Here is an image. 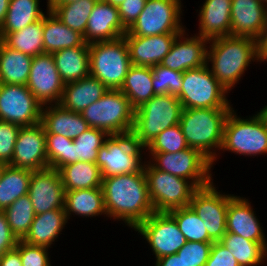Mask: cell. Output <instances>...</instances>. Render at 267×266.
Listing matches in <instances>:
<instances>
[{
	"label": "cell",
	"mask_w": 267,
	"mask_h": 266,
	"mask_svg": "<svg viewBox=\"0 0 267 266\" xmlns=\"http://www.w3.org/2000/svg\"><path fill=\"white\" fill-rule=\"evenodd\" d=\"M10 0H0V27L4 22Z\"/></svg>",
	"instance_id": "11a10c76"
},
{
	"label": "cell",
	"mask_w": 267,
	"mask_h": 266,
	"mask_svg": "<svg viewBox=\"0 0 267 266\" xmlns=\"http://www.w3.org/2000/svg\"><path fill=\"white\" fill-rule=\"evenodd\" d=\"M189 148L180 124L171 126L158 134L145 146L147 153H176Z\"/></svg>",
	"instance_id": "b9f144b4"
},
{
	"label": "cell",
	"mask_w": 267,
	"mask_h": 266,
	"mask_svg": "<svg viewBox=\"0 0 267 266\" xmlns=\"http://www.w3.org/2000/svg\"><path fill=\"white\" fill-rule=\"evenodd\" d=\"M228 94L206 64L183 72V84L177 98L183 109H233Z\"/></svg>",
	"instance_id": "9c48e42d"
},
{
	"label": "cell",
	"mask_w": 267,
	"mask_h": 266,
	"mask_svg": "<svg viewBox=\"0 0 267 266\" xmlns=\"http://www.w3.org/2000/svg\"><path fill=\"white\" fill-rule=\"evenodd\" d=\"M98 0H79L68 4H47L57 19L72 30L84 35L88 18Z\"/></svg>",
	"instance_id": "74e56055"
},
{
	"label": "cell",
	"mask_w": 267,
	"mask_h": 266,
	"mask_svg": "<svg viewBox=\"0 0 267 266\" xmlns=\"http://www.w3.org/2000/svg\"><path fill=\"white\" fill-rule=\"evenodd\" d=\"M208 42V39L197 34L189 36L185 29L175 39L161 65L179 72L204 66L207 60Z\"/></svg>",
	"instance_id": "d6986e66"
},
{
	"label": "cell",
	"mask_w": 267,
	"mask_h": 266,
	"mask_svg": "<svg viewBox=\"0 0 267 266\" xmlns=\"http://www.w3.org/2000/svg\"><path fill=\"white\" fill-rule=\"evenodd\" d=\"M33 57L7 47L0 40V83L27 85Z\"/></svg>",
	"instance_id": "4dcf8cb0"
},
{
	"label": "cell",
	"mask_w": 267,
	"mask_h": 266,
	"mask_svg": "<svg viewBox=\"0 0 267 266\" xmlns=\"http://www.w3.org/2000/svg\"><path fill=\"white\" fill-rule=\"evenodd\" d=\"M26 86L42 106L59 104L65 83L58 73L52 54L33 57Z\"/></svg>",
	"instance_id": "2e32d148"
},
{
	"label": "cell",
	"mask_w": 267,
	"mask_h": 266,
	"mask_svg": "<svg viewBox=\"0 0 267 266\" xmlns=\"http://www.w3.org/2000/svg\"><path fill=\"white\" fill-rule=\"evenodd\" d=\"M256 45L259 63L267 62V16L261 34L256 39Z\"/></svg>",
	"instance_id": "816d5d0a"
},
{
	"label": "cell",
	"mask_w": 267,
	"mask_h": 266,
	"mask_svg": "<svg viewBox=\"0 0 267 266\" xmlns=\"http://www.w3.org/2000/svg\"><path fill=\"white\" fill-rule=\"evenodd\" d=\"M232 0H204L199 6L197 35L208 40L231 35Z\"/></svg>",
	"instance_id": "cb8c5ba5"
},
{
	"label": "cell",
	"mask_w": 267,
	"mask_h": 266,
	"mask_svg": "<svg viewBox=\"0 0 267 266\" xmlns=\"http://www.w3.org/2000/svg\"><path fill=\"white\" fill-rule=\"evenodd\" d=\"M257 112L262 116V118L265 120L267 124V105H265L262 109H260Z\"/></svg>",
	"instance_id": "6f0895ef"
},
{
	"label": "cell",
	"mask_w": 267,
	"mask_h": 266,
	"mask_svg": "<svg viewBox=\"0 0 267 266\" xmlns=\"http://www.w3.org/2000/svg\"><path fill=\"white\" fill-rule=\"evenodd\" d=\"M255 113L242 118L234 108L230 111L224 125L220 152L228 151L251 158L267 155V124L258 112Z\"/></svg>",
	"instance_id": "277c9868"
},
{
	"label": "cell",
	"mask_w": 267,
	"mask_h": 266,
	"mask_svg": "<svg viewBox=\"0 0 267 266\" xmlns=\"http://www.w3.org/2000/svg\"><path fill=\"white\" fill-rule=\"evenodd\" d=\"M208 44L206 64L229 93L250 64L259 62L256 40L251 37L230 35L211 39Z\"/></svg>",
	"instance_id": "7a4b0ae2"
},
{
	"label": "cell",
	"mask_w": 267,
	"mask_h": 266,
	"mask_svg": "<svg viewBox=\"0 0 267 266\" xmlns=\"http://www.w3.org/2000/svg\"><path fill=\"white\" fill-rule=\"evenodd\" d=\"M90 76L108 89L119 90L132 63L124 36L89 44Z\"/></svg>",
	"instance_id": "8992f818"
},
{
	"label": "cell",
	"mask_w": 267,
	"mask_h": 266,
	"mask_svg": "<svg viewBox=\"0 0 267 266\" xmlns=\"http://www.w3.org/2000/svg\"><path fill=\"white\" fill-rule=\"evenodd\" d=\"M126 32L118 7L98 0L88 18L83 39L87 44L110 41L124 36Z\"/></svg>",
	"instance_id": "7402d4cb"
},
{
	"label": "cell",
	"mask_w": 267,
	"mask_h": 266,
	"mask_svg": "<svg viewBox=\"0 0 267 266\" xmlns=\"http://www.w3.org/2000/svg\"><path fill=\"white\" fill-rule=\"evenodd\" d=\"M16 249L20 252L22 266H52L47 247L30 245L19 240Z\"/></svg>",
	"instance_id": "bcb514c9"
},
{
	"label": "cell",
	"mask_w": 267,
	"mask_h": 266,
	"mask_svg": "<svg viewBox=\"0 0 267 266\" xmlns=\"http://www.w3.org/2000/svg\"><path fill=\"white\" fill-rule=\"evenodd\" d=\"M0 266H22L20 252L14 248L0 257Z\"/></svg>",
	"instance_id": "f5cc1de1"
},
{
	"label": "cell",
	"mask_w": 267,
	"mask_h": 266,
	"mask_svg": "<svg viewBox=\"0 0 267 266\" xmlns=\"http://www.w3.org/2000/svg\"><path fill=\"white\" fill-rule=\"evenodd\" d=\"M143 170L154 212L189 206L198 189L190 180L155 169L147 160Z\"/></svg>",
	"instance_id": "30bf717a"
},
{
	"label": "cell",
	"mask_w": 267,
	"mask_h": 266,
	"mask_svg": "<svg viewBox=\"0 0 267 266\" xmlns=\"http://www.w3.org/2000/svg\"><path fill=\"white\" fill-rule=\"evenodd\" d=\"M41 123L45 133L58 134L75 139L90 128L81 113L69 111L59 104L42 107Z\"/></svg>",
	"instance_id": "d4e9b609"
},
{
	"label": "cell",
	"mask_w": 267,
	"mask_h": 266,
	"mask_svg": "<svg viewBox=\"0 0 267 266\" xmlns=\"http://www.w3.org/2000/svg\"><path fill=\"white\" fill-rule=\"evenodd\" d=\"M146 155L155 169L190 180L197 188L206 187L214 180L212 162L199 150L189 147L176 153Z\"/></svg>",
	"instance_id": "8fae6325"
},
{
	"label": "cell",
	"mask_w": 267,
	"mask_h": 266,
	"mask_svg": "<svg viewBox=\"0 0 267 266\" xmlns=\"http://www.w3.org/2000/svg\"><path fill=\"white\" fill-rule=\"evenodd\" d=\"M18 241L9 227L4 212L0 211V257L6 251L16 248Z\"/></svg>",
	"instance_id": "f907efd6"
},
{
	"label": "cell",
	"mask_w": 267,
	"mask_h": 266,
	"mask_svg": "<svg viewBox=\"0 0 267 266\" xmlns=\"http://www.w3.org/2000/svg\"><path fill=\"white\" fill-rule=\"evenodd\" d=\"M68 222L64 209H53L35 215L29 231L22 241L37 246L52 248Z\"/></svg>",
	"instance_id": "484cf974"
},
{
	"label": "cell",
	"mask_w": 267,
	"mask_h": 266,
	"mask_svg": "<svg viewBox=\"0 0 267 266\" xmlns=\"http://www.w3.org/2000/svg\"><path fill=\"white\" fill-rule=\"evenodd\" d=\"M260 1H262V2L265 3V4H267V0H260Z\"/></svg>",
	"instance_id": "94428289"
},
{
	"label": "cell",
	"mask_w": 267,
	"mask_h": 266,
	"mask_svg": "<svg viewBox=\"0 0 267 266\" xmlns=\"http://www.w3.org/2000/svg\"><path fill=\"white\" fill-rule=\"evenodd\" d=\"M28 195L35 214L64 209L65 189L59 170L46 168L32 171Z\"/></svg>",
	"instance_id": "ac0fdd59"
},
{
	"label": "cell",
	"mask_w": 267,
	"mask_h": 266,
	"mask_svg": "<svg viewBox=\"0 0 267 266\" xmlns=\"http://www.w3.org/2000/svg\"><path fill=\"white\" fill-rule=\"evenodd\" d=\"M231 110L188 108L182 109L180 115L179 124L188 146L206 156L212 167L221 155L224 125Z\"/></svg>",
	"instance_id": "3957f363"
},
{
	"label": "cell",
	"mask_w": 267,
	"mask_h": 266,
	"mask_svg": "<svg viewBox=\"0 0 267 266\" xmlns=\"http://www.w3.org/2000/svg\"><path fill=\"white\" fill-rule=\"evenodd\" d=\"M253 204L245 197L234 195L227 208L226 231L242 236L247 240L267 243L264 227L256 216Z\"/></svg>",
	"instance_id": "ffe728a7"
},
{
	"label": "cell",
	"mask_w": 267,
	"mask_h": 266,
	"mask_svg": "<svg viewBox=\"0 0 267 266\" xmlns=\"http://www.w3.org/2000/svg\"><path fill=\"white\" fill-rule=\"evenodd\" d=\"M231 36L257 39L263 29L267 4L260 0H232Z\"/></svg>",
	"instance_id": "603a6c76"
},
{
	"label": "cell",
	"mask_w": 267,
	"mask_h": 266,
	"mask_svg": "<svg viewBox=\"0 0 267 266\" xmlns=\"http://www.w3.org/2000/svg\"><path fill=\"white\" fill-rule=\"evenodd\" d=\"M219 242L230 250L240 266H261L267 261V243L247 240L230 232Z\"/></svg>",
	"instance_id": "e575fe53"
},
{
	"label": "cell",
	"mask_w": 267,
	"mask_h": 266,
	"mask_svg": "<svg viewBox=\"0 0 267 266\" xmlns=\"http://www.w3.org/2000/svg\"><path fill=\"white\" fill-rule=\"evenodd\" d=\"M134 231L147 241L156 259L176 254L187 242L175 219L168 212H154Z\"/></svg>",
	"instance_id": "4fadbf2b"
},
{
	"label": "cell",
	"mask_w": 267,
	"mask_h": 266,
	"mask_svg": "<svg viewBox=\"0 0 267 266\" xmlns=\"http://www.w3.org/2000/svg\"><path fill=\"white\" fill-rule=\"evenodd\" d=\"M45 134L48 168L59 170L71 164L73 139L58 134Z\"/></svg>",
	"instance_id": "7bdbcfd3"
},
{
	"label": "cell",
	"mask_w": 267,
	"mask_h": 266,
	"mask_svg": "<svg viewBox=\"0 0 267 266\" xmlns=\"http://www.w3.org/2000/svg\"><path fill=\"white\" fill-rule=\"evenodd\" d=\"M103 2H106V3H110L111 5L113 6H119L120 4H122L125 0H101Z\"/></svg>",
	"instance_id": "680465c9"
},
{
	"label": "cell",
	"mask_w": 267,
	"mask_h": 266,
	"mask_svg": "<svg viewBox=\"0 0 267 266\" xmlns=\"http://www.w3.org/2000/svg\"><path fill=\"white\" fill-rule=\"evenodd\" d=\"M180 33L153 36H124L132 65L153 67L161 64Z\"/></svg>",
	"instance_id": "44dd1931"
},
{
	"label": "cell",
	"mask_w": 267,
	"mask_h": 266,
	"mask_svg": "<svg viewBox=\"0 0 267 266\" xmlns=\"http://www.w3.org/2000/svg\"><path fill=\"white\" fill-rule=\"evenodd\" d=\"M58 73L66 83L90 75L89 47H72L52 53Z\"/></svg>",
	"instance_id": "f546056e"
},
{
	"label": "cell",
	"mask_w": 267,
	"mask_h": 266,
	"mask_svg": "<svg viewBox=\"0 0 267 266\" xmlns=\"http://www.w3.org/2000/svg\"><path fill=\"white\" fill-rule=\"evenodd\" d=\"M79 0H47V4H68Z\"/></svg>",
	"instance_id": "9f6ffc18"
},
{
	"label": "cell",
	"mask_w": 267,
	"mask_h": 266,
	"mask_svg": "<svg viewBox=\"0 0 267 266\" xmlns=\"http://www.w3.org/2000/svg\"><path fill=\"white\" fill-rule=\"evenodd\" d=\"M64 210L68 220L72 215L88 219L107 217L102 188L65 191Z\"/></svg>",
	"instance_id": "83f0119b"
},
{
	"label": "cell",
	"mask_w": 267,
	"mask_h": 266,
	"mask_svg": "<svg viewBox=\"0 0 267 266\" xmlns=\"http://www.w3.org/2000/svg\"><path fill=\"white\" fill-rule=\"evenodd\" d=\"M65 191L102 188V175L96 163L78 161L59 169Z\"/></svg>",
	"instance_id": "836d02e7"
},
{
	"label": "cell",
	"mask_w": 267,
	"mask_h": 266,
	"mask_svg": "<svg viewBox=\"0 0 267 266\" xmlns=\"http://www.w3.org/2000/svg\"><path fill=\"white\" fill-rule=\"evenodd\" d=\"M102 190L107 217L123 221L133 230L152 213L144 170L137 173L102 177Z\"/></svg>",
	"instance_id": "6da1fadb"
},
{
	"label": "cell",
	"mask_w": 267,
	"mask_h": 266,
	"mask_svg": "<svg viewBox=\"0 0 267 266\" xmlns=\"http://www.w3.org/2000/svg\"><path fill=\"white\" fill-rule=\"evenodd\" d=\"M32 171L5 165L0 179V211L28 194Z\"/></svg>",
	"instance_id": "8d00e7d4"
},
{
	"label": "cell",
	"mask_w": 267,
	"mask_h": 266,
	"mask_svg": "<svg viewBox=\"0 0 267 266\" xmlns=\"http://www.w3.org/2000/svg\"><path fill=\"white\" fill-rule=\"evenodd\" d=\"M40 0H10L0 32H16L42 19L48 13L40 8Z\"/></svg>",
	"instance_id": "d590c367"
},
{
	"label": "cell",
	"mask_w": 267,
	"mask_h": 266,
	"mask_svg": "<svg viewBox=\"0 0 267 266\" xmlns=\"http://www.w3.org/2000/svg\"><path fill=\"white\" fill-rule=\"evenodd\" d=\"M147 0H125L118 6L119 16L123 26L128 30L138 19Z\"/></svg>",
	"instance_id": "c3c4849f"
},
{
	"label": "cell",
	"mask_w": 267,
	"mask_h": 266,
	"mask_svg": "<svg viewBox=\"0 0 267 266\" xmlns=\"http://www.w3.org/2000/svg\"><path fill=\"white\" fill-rule=\"evenodd\" d=\"M144 150L132 133L109 135L98 150L95 163L102 177L141 172L147 159Z\"/></svg>",
	"instance_id": "ba28073f"
},
{
	"label": "cell",
	"mask_w": 267,
	"mask_h": 266,
	"mask_svg": "<svg viewBox=\"0 0 267 266\" xmlns=\"http://www.w3.org/2000/svg\"><path fill=\"white\" fill-rule=\"evenodd\" d=\"M153 90L156 95L170 94L177 96L183 84V72L164 67L161 64L151 67Z\"/></svg>",
	"instance_id": "ee69618b"
},
{
	"label": "cell",
	"mask_w": 267,
	"mask_h": 266,
	"mask_svg": "<svg viewBox=\"0 0 267 266\" xmlns=\"http://www.w3.org/2000/svg\"><path fill=\"white\" fill-rule=\"evenodd\" d=\"M214 181L198 188L192 195L189 206L204 221L209 238L219 242L226 234L227 208L234 194H227L215 187Z\"/></svg>",
	"instance_id": "5bb4252c"
},
{
	"label": "cell",
	"mask_w": 267,
	"mask_h": 266,
	"mask_svg": "<svg viewBox=\"0 0 267 266\" xmlns=\"http://www.w3.org/2000/svg\"><path fill=\"white\" fill-rule=\"evenodd\" d=\"M213 242L187 241L177 252L188 266H205Z\"/></svg>",
	"instance_id": "f6af8a7d"
},
{
	"label": "cell",
	"mask_w": 267,
	"mask_h": 266,
	"mask_svg": "<svg viewBox=\"0 0 267 266\" xmlns=\"http://www.w3.org/2000/svg\"><path fill=\"white\" fill-rule=\"evenodd\" d=\"M0 40L7 47L31 57L44 54L43 18L16 32H0Z\"/></svg>",
	"instance_id": "d6a6232c"
},
{
	"label": "cell",
	"mask_w": 267,
	"mask_h": 266,
	"mask_svg": "<svg viewBox=\"0 0 267 266\" xmlns=\"http://www.w3.org/2000/svg\"><path fill=\"white\" fill-rule=\"evenodd\" d=\"M43 43L44 53L49 54L64 48L89 47L82 34L64 25L50 10L43 17Z\"/></svg>",
	"instance_id": "f1b7e54d"
},
{
	"label": "cell",
	"mask_w": 267,
	"mask_h": 266,
	"mask_svg": "<svg viewBox=\"0 0 267 266\" xmlns=\"http://www.w3.org/2000/svg\"><path fill=\"white\" fill-rule=\"evenodd\" d=\"M151 67L132 65L125 76L120 91L129 99L136 110L154 95Z\"/></svg>",
	"instance_id": "1f68e13d"
},
{
	"label": "cell",
	"mask_w": 267,
	"mask_h": 266,
	"mask_svg": "<svg viewBox=\"0 0 267 266\" xmlns=\"http://www.w3.org/2000/svg\"><path fill=\"white\" fill-rule=\"evenodd\" d=\"M155 266H188L177 253L155 259Z\"/></svg>",
	"instance_id": "db71d44e"
},
{
	"label": "cell",
	"mask_w": 267,
	"mask_h": 266,
	"mask_svg": "<svg viewBox=\"0 0 267 266\" xmlns=\"http://www.w3.org/2000/svg\"><path fill=\"white\" fill-rule=\"evenodd\" d=\"M5 165H6L5 163L0 162V179H1L2 173L4 171Z\"/></svg>",
	"instance_id": "91938a15"
},
{
	"label": "cell",
	"mask_w": 267,
	"mask_h": 266,
	"mask_svg": "<svg viewBox=\"0 0 267 266\" xmlns=\"http://www.w3.org/2000/svg\"><path fill=\"white\" fill-rule=\"evenodd\" d=\"M81 115L90 127L116 135L132 133L135 109L120 90L108 89L99 100L84 109Z\"/></svg>",
	"instance_id": "52a82bcc"
},
{
	"label": "cell",
	"mask_w": 267,
	"mask_h": 266,
	"mask_svg": "<svg viewBox=\"0 0 267 266\" xmlns=\"http://www.w3.org/2000/svg\"><path fill=\"white\" fill-rule=\"evenodd\" d=\"M205 266H240L236 258L220 242H213L210 256Z\"/></svg>",
	"instance_id": "681fc988"
},
{
	"label": "cell",
	"mask_w": 267,
	"mask_h": 266,
	"mask_svg": "<svg viewBox=\"0 0 267 266\" xmlns=\"http://www.w3.org/2000/svg\"><path fill=\"white\" fill-rule=\"evenodd\" d=\"M108 136L105 131L90 127L73 139L71 164L78 161L95 163L98 150Z\"/></svg>",
	"instance_id": "ab89813d"
},
{
	"label": "cell",
	"mask_w": 267,
	"mask_h": 266,
	"mask_svg": "<svg viewBox=\"0 0 267 266\" xmlns=\"http://www.w3.org/2000/svg\"><path fill=\"white\" fill-rule=\"evenodd\" d=\"M12 233L22 240L29 231L35 211L28 194L21 196L3 210Z\"/></svg>",
	"instance_id": "f35d334b"
},
{
	"label": "cell",
	"mask_w": 267,
	"mask_h": 266,
	"mask_svg": "<svg viewBox=\"0 0 267 266\" xmlns=\"http://www.w3.org/2000/svg\"><path fill=\"white\" fill-rule=\"evenodd\" d=\"M42 104L26 85L0 83V120L21 127L41 122Z\"/></svg>",
	"instance_id": "9a60e30c"
},
{
	"label": "cell",
	"mask_w": 267,
	"mask_h": 266,
	"mask_svg": "<svg viewBox=\"0 0 267 266\" xmlns=\"http://www.w3.org/2000/svg\"><path fill=\"white\" fill-rule=\"evenodd\" d=\"M107 91L103 83L89 75L79 81L66 83L59 105L66 110L81 113Z\"/></svg>",
	"instance_id": "4316f807"
},
{
	"label": "cell",
	"mask_w": 267,
	"mask_h": 266,
	"mask_svg": "<svg viewBox=\"0 0 267 266\" xmlns=\"http://www.w3.org/2000/svg\"><path fill=\"white\" fill-rule=\"evenodd\" d=\"M9 165L31 171L48 168L46 134L41 122L21 127Z\"/></svg>",
	"instance_id": "e0dca14e"
},
{
	"label": "cell",
	"mask_w": 267,
	"mask_h": 266,
	"mask_svg": "<svg viewBox=\"0 0 267 266\" xmlns=\"http://www.w3.org/2000/svg\"><path fill=\"white\" fill-rule=\"evenodd\" d=\"M168 213L175 219L187 241L213 242L208 236L204 221L190 206L172 209Z\"/></svg>",
	"instance_id": "60d3db41"
},
{
	"label": "cell",
	"mask_w": 267,
	"mask_h": 266,
	"mask_svg": "<svg viewBox=\"0 0 267 266\" xmlns=\"http://www.w3.org/2000/svg\"><path fill=\"white\" fill-rule=\"evenodd\" d=\"M182 109L177 96L154 95L135 110L132 130L135 140L145 147L162 131L179 124Z\"/></svg>",
	"instance_id": "5b68a950"
},
{
	"label": "cell",
	"mask_w": 267,
	"mask_h": 266,
	"mask_svg": "<svg viewBox=\"0 0 267 266\" xmlns=\"http://www.w3.org/2000/svg\"><path fill=\"white\" fill-rule=\"evenodd\" d=\"M21 126L0 120V162L11 163Z\"/></svg>",
	"instance_id": "7dc6e473"
},
{
	"label": "cell",
	"mask_w": 267,
	"mask_h": 266,
	"mask_svg": "<svg viewBox=\"0 0 267 266\" xmlns=\"http://www.w3.org/2000/svg\"><path fill=\"white\" fill-rule=\"evenodd\" d=\"M183 7L181 0H147L143 11L124 36H153L181 33Z\"/></svg>",
	"instance_id": "7c38bea8"
}]
</instances>
